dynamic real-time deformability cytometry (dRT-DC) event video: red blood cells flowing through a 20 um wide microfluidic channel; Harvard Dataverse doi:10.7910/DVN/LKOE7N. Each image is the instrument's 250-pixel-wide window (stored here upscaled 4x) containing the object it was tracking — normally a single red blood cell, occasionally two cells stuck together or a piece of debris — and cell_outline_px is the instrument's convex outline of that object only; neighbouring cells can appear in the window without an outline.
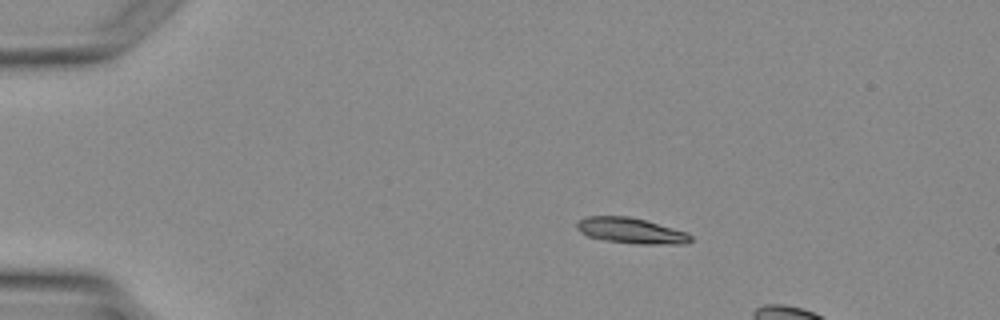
{"species": "Egyptian fruit bat (a non-hibernating species)", "species_latin": "Rousettus aegyptiacus", "temperature_condition": "warm", "stored_images_in_passage": 3, "camera_frame_rate_fps": 3000, "um_per_image_px": 0.085, "animal": {"sex": "female"}, "frame": {"image": 1, "passage_image": 1, "time_ms": 0.0, "image_size_px": [1000, 320], "cell_outline_px": [[692, 240], [684, 244], [640, 244], [608, 240], [588, 236], [580, 232], [576, 228], [576, 224], [584, 216], [628, 216], [644, 220], [688, 232], [692, 236]], "centroid_in_image_um": [53.65, 19.6], "position_along_channel_um": 31.4, "area_um2": 16.88}}